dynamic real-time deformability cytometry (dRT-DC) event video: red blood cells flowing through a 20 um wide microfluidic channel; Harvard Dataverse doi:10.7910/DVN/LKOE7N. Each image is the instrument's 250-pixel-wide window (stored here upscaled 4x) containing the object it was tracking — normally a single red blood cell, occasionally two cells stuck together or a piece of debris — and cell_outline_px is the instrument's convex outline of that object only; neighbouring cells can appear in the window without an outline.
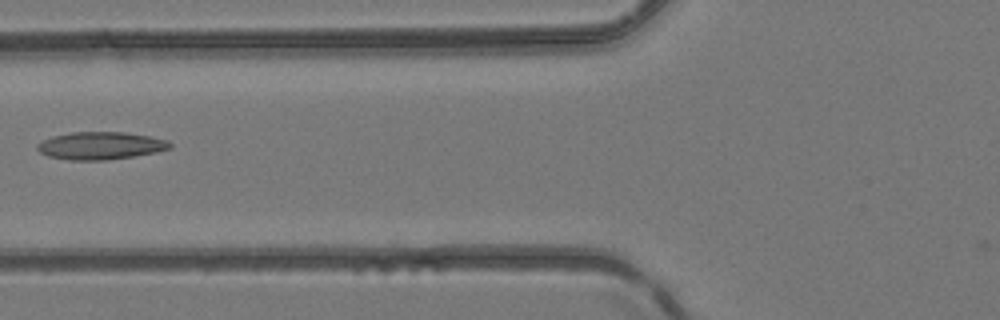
{"species": "common noctule bat (a hibernating species)", "species_latin": "Nyctalus noctula", "temperature_condition": "room temperature", "stored_images_in_passage": 5, "camera_frame_rate_fps": 3000, "um_per_image_px": 0.085, "animal": {"sex": "female", "body_mass_g": 24.6, "forearm_length_mm": 56.2}, "frame": {"image": 1, "passage_image": 5, "time_ms": 1.333, "image_size_px": [1000, 320], "cell_outline_px": [[172, 148], [156, 152], [108, 160], [68, 160], [48, 156], [40, 152], [36, 148], [36, 144], [52, 136], [72, 132], [124, 132], [148, 136], [168, 140], [172, 144]], "centroid_in_image_um": [8.54, 12.38], "position_along_channel_um": 117.3, "area_um2": 21.33}}